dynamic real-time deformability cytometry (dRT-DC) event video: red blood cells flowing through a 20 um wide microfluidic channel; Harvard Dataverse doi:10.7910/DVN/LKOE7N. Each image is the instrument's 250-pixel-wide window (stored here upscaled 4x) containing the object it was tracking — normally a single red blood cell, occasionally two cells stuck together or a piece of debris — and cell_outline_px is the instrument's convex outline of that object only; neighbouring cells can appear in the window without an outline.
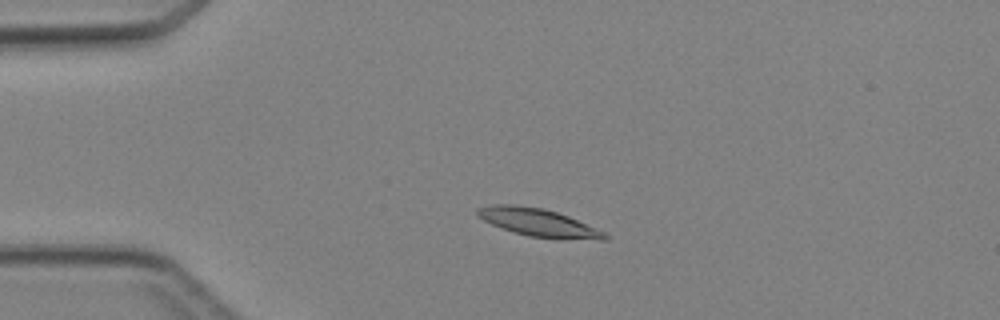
{"species": "Egyptian fruit bat (a non-hibernating species)", "species_latin": "Rousettus aegyptiacus", "temperature_condition": "cold", "stored_images_in_passage": 44, "camera_frame_rate_fps": 3000, "um_per_image_px": 0.085, "animal": {"sex": "female"}, "frame": {"image": 1, "passage_image": 9, "time_ms": 2.667, "image_size_px": [1000, 320], "cell_outline_px": [[608, 240], [600, 240], [528, 236], [512, 232], [500, 228], [484, 220], [476, 212], [476, 208], [492, 204], [516, 204], [544, 208], [568, 216], [604, 232], [608, 236]], "centroid_in_image_um": [45.72, 18.89], "position_along_channel_um": 39.3, "area_um2": 20.4}}
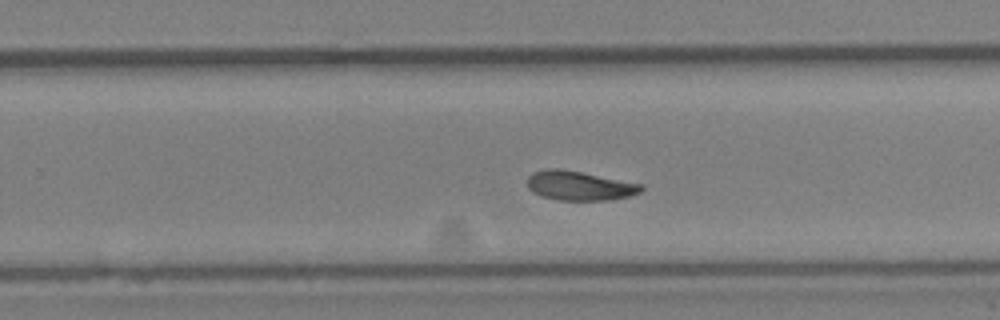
{"frame": {"image": 2, "passage_image": 28, "time_ms": 9.0, "image_size_px": [1000, 320], "cell_outline_px": [[644, 188], [640, 192], [632, 196], [608, 200], [556, 200], [532, 192], [528, 188], [528, 176], [532, 172], [548, 168], [560, 168], [644, 184]], "centroid_in_image_um": [49.27, 15.78], "position_along_channel_um": 280.5, "area_um2": 19.59}}
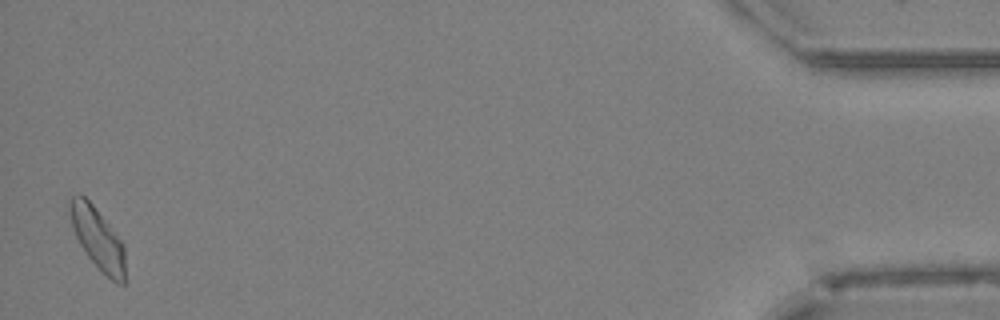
{"frame": {"image": 3, "passage_image": 44, "time_ms": 14.333, "image_size_px": [1000, 320], "cell_outline_px": [[124, 284], [116, 284], [100, 272], [88, 256], [80, 244], [76, 236], [68, 212], [68, 200], [76, 192], [80, 192], [92, 204], [124, 244]], "centroid_in_image_um": [8.27, 20.26], "position_along_channel_um": 426.9, "area_um2": 19.94}}